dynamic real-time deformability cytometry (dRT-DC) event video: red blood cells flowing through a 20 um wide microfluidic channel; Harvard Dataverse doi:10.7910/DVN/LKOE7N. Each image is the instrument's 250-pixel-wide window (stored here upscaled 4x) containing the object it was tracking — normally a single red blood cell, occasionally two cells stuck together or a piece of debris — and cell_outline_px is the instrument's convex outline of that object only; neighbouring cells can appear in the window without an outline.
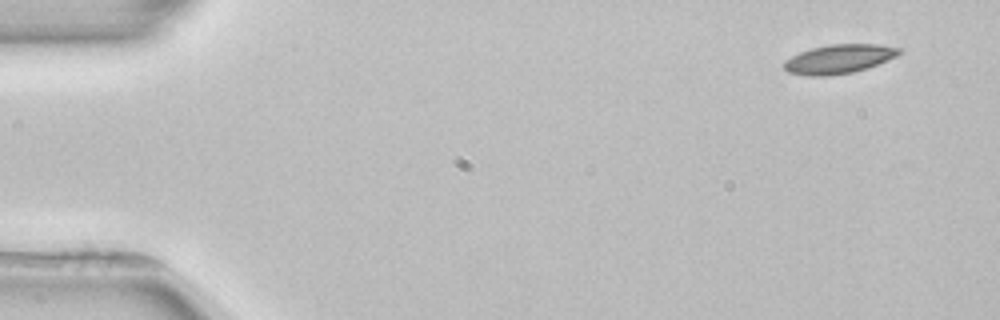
{"species": "common noctule bat (a hibernating species)", "species_latin": "Nyctalus noctula", "temperature_condition": "room temperature", "stored_images_in_passage": 3, "camera_frame_rate_fps": 3000, "um_per_image_px": 0.085, "animal": {"sex": "female", "body_mass_g": 22.7, "forearm_length_mm": 54.2}, "frame": {"image": 1, "passage_image": 1, "time_ms": 0.0, "image_size_px": [1000, 320], "cell_outline_px": [[900, 52], [896, 56], [888, 60], [852, 72], [828, 76], [808, 76], [788, 72], [784, 68], [784, 60], [800, 52], [812, 48], [828, 44], [876, 44], [900, 48]], "centroid_in_image_um": [71.26, 5.01], "position_along_channel_um": 13.7, "area_um2": 19.25}}
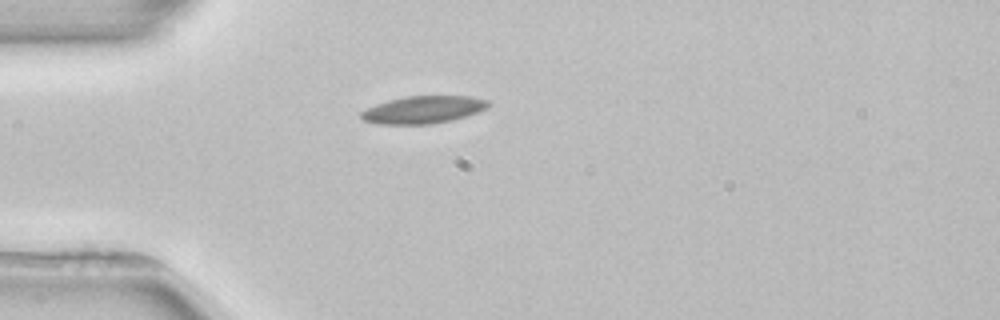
{"frame": {"image": 2, "passage_image": 3, "time_ms": 3.667, "image_size_px": [1000, 320], "cell_outline_px": [[488, 108], [452, 120], [432, 124], [376, 124], [364, 120], [360, 116], [360, 112], [376, 104], [388, 100], [408, 96], [472, 96], [488, 100]], "centroid_in_image_um": [35.96, 9.32], "position_along_channel_um": 49.0, "area_um2": 20.23}}